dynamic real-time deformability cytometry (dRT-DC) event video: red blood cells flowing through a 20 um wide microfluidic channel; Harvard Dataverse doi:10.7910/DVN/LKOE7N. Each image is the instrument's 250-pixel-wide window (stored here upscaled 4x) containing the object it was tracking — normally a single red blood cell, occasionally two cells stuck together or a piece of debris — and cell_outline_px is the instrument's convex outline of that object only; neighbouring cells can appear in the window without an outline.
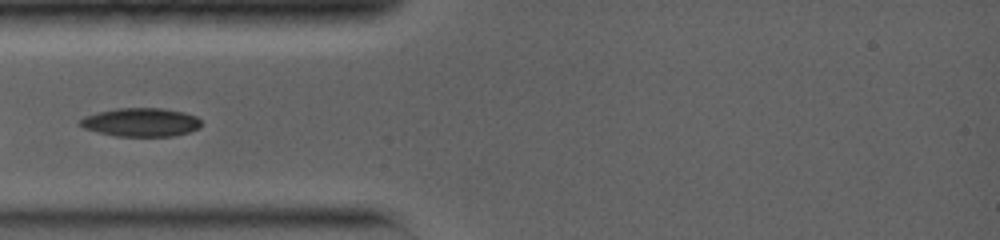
{"species": "common noctule bat (a hibernating species)", "species_latin": "Nyctalus noctula", "temperature_condition": "warm", "stored_images_in_passage": 21, "camera_frame_rate_fps": 5000, "um_per_image_px": 0.085, "animal": {"sex": "female", "body_mass_g": 19.0, "forearm_length_mm": 56.7}, "frame": {"image": 1, "passage_image": 1, "time_ms": 0.0, "image_size_px": [1000, 240], "cell_outline_px": [[200, 128], [176, 136], [116, 136], [84, 128], [80, 124], [80, 120], [84, 116], [116, 108], [160, 108], [184, 112], [196, 116], [200, 120]], "centroid_in_image_um": [12.01, 10.39], "position_along_channel_um": 73.0, "area_um2": 20.0}}
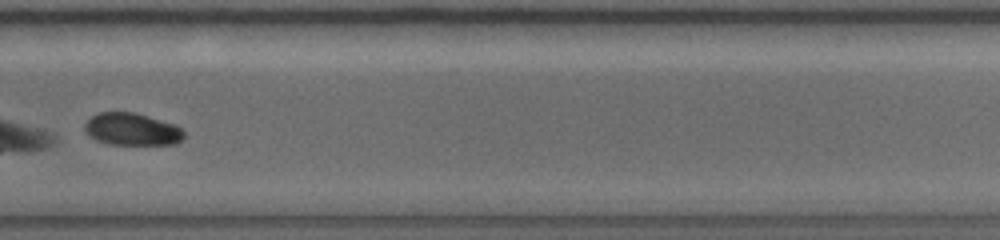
{"frame": {"image": 2, "passage_image": 15, "time_ms": 6.2, "image_size_px": [1000, 240], "cell_outline_px": [[184, 136], [176, 144], [108, 144], [96, 140], [88, 136], [84, 132], [84, 124], [96, 112], [136, 112], [176, 124], [184, 132]], "centroid_in_image_um": [11.19, 10.97], "position_along_channel_um": 318.6, "area_um2": 18.9}}
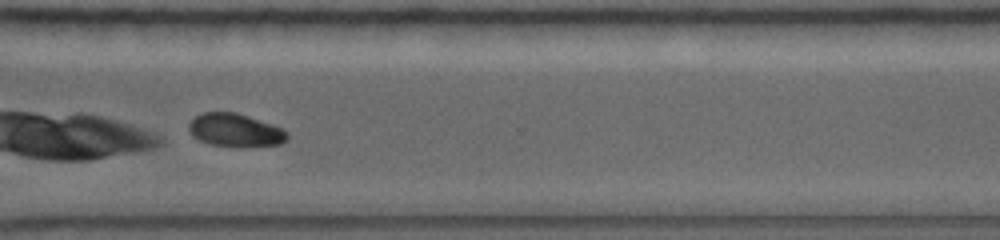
{"frame": {"image": 3, "passage_image": 18, "time_ms": 7.0, "image_size_px": [1000, 240], "cell_outline_px": [[288, 140], [280, 144], [212, 144], [200, 140], [192, 136], [188, 132], [188, 124], [196, 116], [204, 112], [236, 112], [284, 128], [288, 132]], "centroid_in_image_um": [19.98, 11.01], "position_along_channel_um": 350.6, "area_um2": 18.32}}